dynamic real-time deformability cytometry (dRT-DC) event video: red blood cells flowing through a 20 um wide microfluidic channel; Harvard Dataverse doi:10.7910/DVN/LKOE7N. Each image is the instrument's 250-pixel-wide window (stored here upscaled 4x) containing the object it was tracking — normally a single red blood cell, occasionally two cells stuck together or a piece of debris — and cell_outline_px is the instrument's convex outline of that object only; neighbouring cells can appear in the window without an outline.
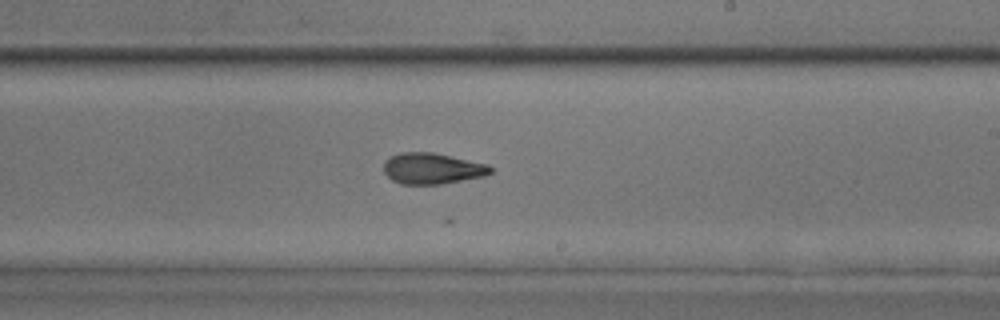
{"species": "common noctule bat (a hibernating species)", "species_latin": "Nyctalus noctula", "temperature_condition": "room temperature", "stored_images_in_passage": 21, "camera_frame_rate_fps": 3000, "um_per_image_px": 0.085, "animal": {"sex": "male", "body_mass_g": 17.9, "forearm_length_mm": 54.2}, "frame": {"image": 1, "passage_image": 14, "time_ms": 4.333, "image_size_px": [1000, 320], "cell_outline_px": [[492, 172], [484, 176], [440, 184], [400, 184], [392, 180], [384, 172], [384, 160], [400, 152], [432, 152], [488, 164], [492, 168]], "centroid_in_image_um": [36.72, 14.32], "position_along_channel_um": 252.3, "area_um2": 19.25}}